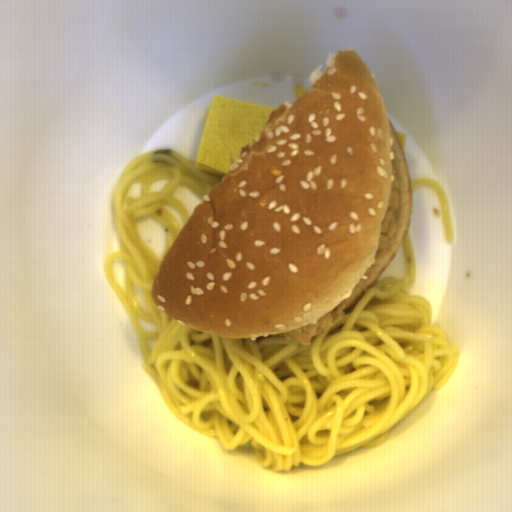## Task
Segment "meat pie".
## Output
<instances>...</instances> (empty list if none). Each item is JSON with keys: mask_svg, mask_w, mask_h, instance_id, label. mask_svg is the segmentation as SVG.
Segmentation results:
<instances>
[{"mask_svg": "<svg viewBox=\"0 0 512 512\" xmlns=\"http://www.w3.org/2000/svg\"><path fill=\"white\" fill-rule=\"evenodd\" d=\"M332 322L333 318L331 314L328 313L309 325L280 333V337L286 340L295 339L301 345H310L313 336L324 332V328L331 327Z\"/></svg>", "mask_w": 512, "mask_h": 512, "instance_id": "c0bc52ac", "label": "meat pie"}, {"mask_svg": "<svg viewBox=\"0 0 512 512\" xmlns=\"http://www.w3.org/2000/svg\"><path fill=\"white\" fill-rule=\"evenodd\" d=\"M401 183L396 179L390 186L389 201L380 226L378 249H386L389 239L397 233L398 218L397 212L400 206Z\"/></svg>", "mask_w": 512, "mask_h": 512, "instance_id": "b5893723", "label": "meat pie"}]
</instances>
